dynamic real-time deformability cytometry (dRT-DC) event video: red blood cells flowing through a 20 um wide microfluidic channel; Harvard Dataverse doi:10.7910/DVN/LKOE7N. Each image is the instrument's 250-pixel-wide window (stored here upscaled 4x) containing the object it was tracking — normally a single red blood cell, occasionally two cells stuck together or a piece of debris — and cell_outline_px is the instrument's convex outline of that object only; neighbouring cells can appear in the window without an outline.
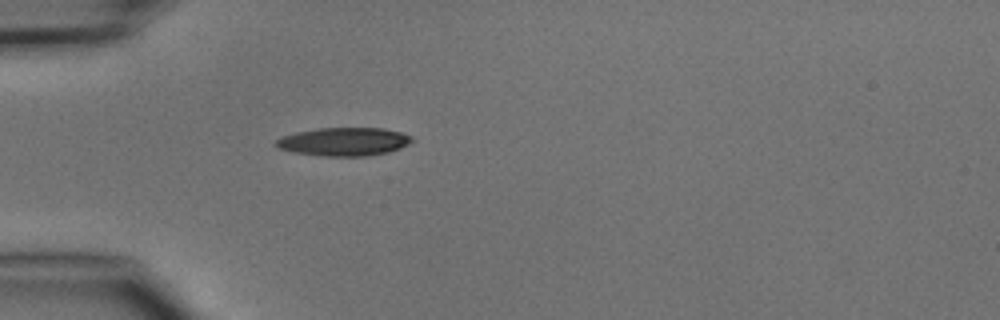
{"species": "common noctule bat (a hibernating species)", "species_latin": "Nyctalus noctula", "temperature_condition": "cold", "stored_images_in_passage": 1, "camera_frame_rate_fps": 3000, "um_per_image_px": 0.085, "animal": {"sex": "male", "body_mass_g": 15.6}, "frame": {"image": 1, "passage_image": 1, "time_ms": 0.0, "image_size_px": [1000, 320], "cell_outline_px": [[416, 140], [400, 148], [388, 152], [368, 156], [320, 156], [292, 152], [276, 148], [272, 144], [276, 140], [284, 136], [296, 132], [320, 128], [384, 128], [400, 132], [412, 136]], "centroid_in_image_um": [29.22, 12.05], "position_along_channel_um": 55.8, "area_um2": 22.66}}